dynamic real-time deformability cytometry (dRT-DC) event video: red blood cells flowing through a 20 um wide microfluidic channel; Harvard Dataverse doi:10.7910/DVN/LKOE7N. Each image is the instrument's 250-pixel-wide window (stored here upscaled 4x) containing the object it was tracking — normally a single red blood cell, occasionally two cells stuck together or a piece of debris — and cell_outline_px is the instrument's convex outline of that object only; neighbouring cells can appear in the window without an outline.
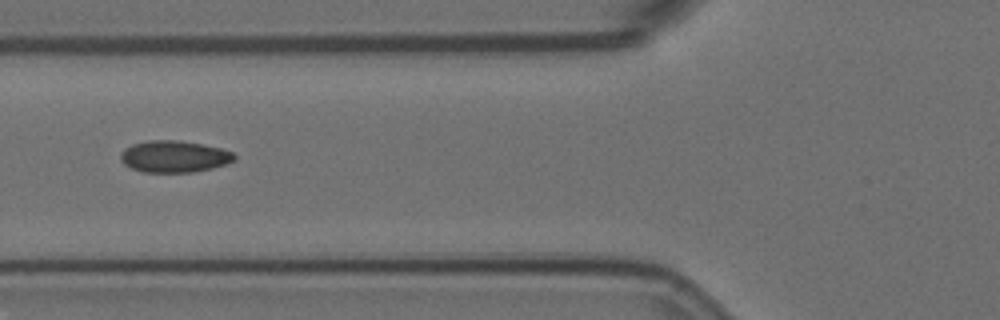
{"species": "Egyptian fruit bat (a non-hibernating species)", "species_latin": "Rousettus aegyptiacus", "temperature_condition": "room temperature", "stored_images_in_passage": 5, "camera_frame_rate_fps": 3000, "um_per_image_px": 0.085, "animal": {"sex": "female"}, "frame": {"image": 1, "passage_image": 3, "time_ms": 0.667, "image_size_px": [1000, 320], "cell_outline_px": [[236, 160], [212, 168], [192, 172], [144, 172], [132, 168], [124, 164], [120, 160], [120, 152], [124, 148], [132, 144], [148, 140], [176, 140], [200, 144], [220, 148], [232, 152], [236, 156]], "centroid_in_image_um": [14.77, 13.3], "position_along_channel_um": 111.0, "area_um2": 20.98}}
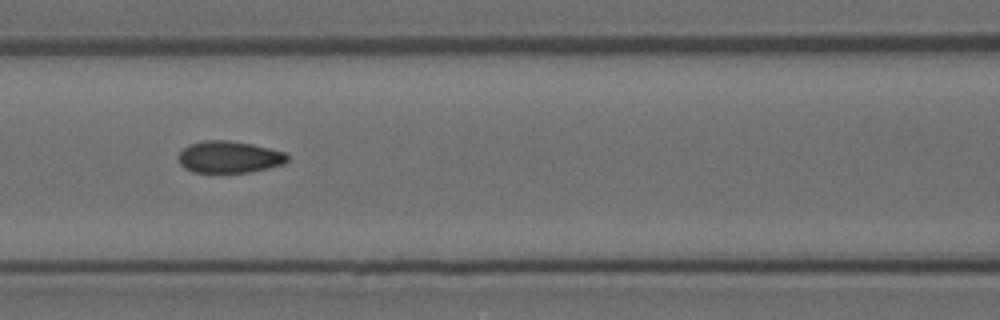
{"frame": {"image": 2, "passage_image": 4, "time_ms": 1.0, "image_size_px": [1000, 320], "cell_outline_px": [[288, 160], [284, 164], [268, 168], [248, 172], [192, 172], [184, 168], [180, 164], [180, 152], [188, 144], [204, 140], [228, 140], [252, 144], [284, 152], [288, 156]], "centroid_in_image_um": [19.48, 13.34], "position_along_channel_um": 147.1, "area_um2": 20.11}}
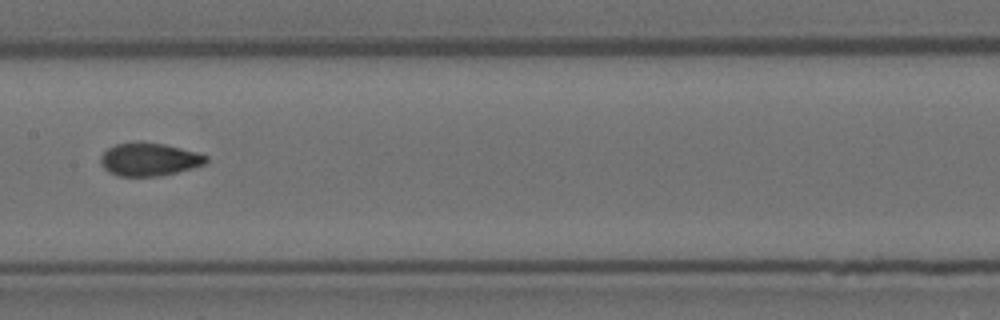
{"frame": {"image": 3, "passage_image": 5, "time_ms": 1.333, "image_size_px": [1000, 320], "cell_outline_px": [[208, 160], [204, 164], [192, 168], [160, 176], [116, 176], [108, 172], [100, 164], [100, 156], [108, 148], [116, 144], [140, 140], [164, 144], [196, 152], [208, 156]], "centroid_in_image_um": [12.64, 13.54], "position_along_channel_um": 194.8, "area_um2": 20.52}}